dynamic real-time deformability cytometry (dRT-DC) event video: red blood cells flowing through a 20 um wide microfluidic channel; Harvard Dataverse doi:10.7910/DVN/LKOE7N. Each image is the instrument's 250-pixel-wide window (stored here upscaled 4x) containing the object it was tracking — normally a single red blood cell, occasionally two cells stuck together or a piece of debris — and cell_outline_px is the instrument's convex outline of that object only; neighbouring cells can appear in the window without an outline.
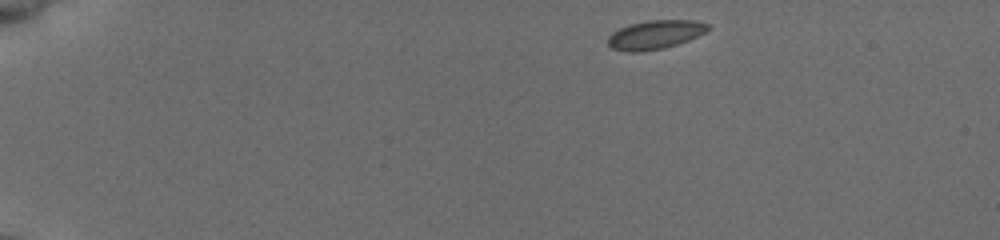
{"species": "common noctule bat (a hibernating species)", "species_latin": "Nyctalus noctula", "temperature_condition": "cold", "stored_images_in_passage": 45, "camera_frame_rate_fps": 3000, "um_per_image_px": 0.085, "animal": {"sex": "female", "body_mass_g": 19.5, "forearm_length_mm": 54.1}, "frame": {"image": 1, "passage_image": 1, "time_ms": 0.0, "image_size_px": [1000, 240], "cell_outline_px": [[712, 28], [688, 40], [664, 48], [640, 52], [624, 52], [612, 48], [608, 44], [608, 36], [612, 32], [628, 24], [648, 20], [696, 20], [712, 24]], "centroid_in_image_um": [55.69, 2.94], "position_along_channel_um": 29.3, "area_um2": 16.99}}
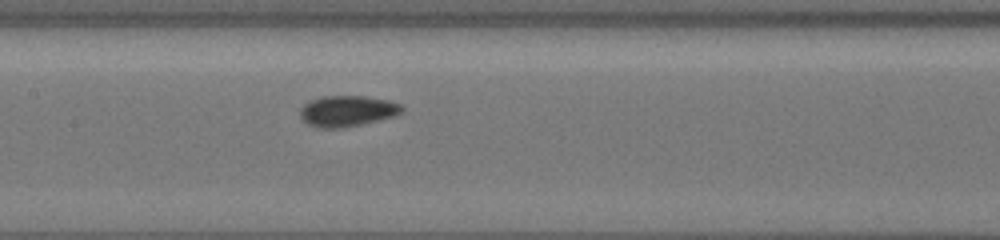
{"frame": {"image": 2, "passage_image": 20, "time_ms": 6.333, "image_size_px": [1000, 240], "cell_outline_px": [[404, 112], [396, 116], [344, 128], [320, 128], [308, 124], [300, 116], [300, 108], [308, 100], [320, 96], [364, 96], [388, 100], [400, 104], [404, 108]], "centroid_in_image_um": [29.52, 9.43], "position_along_channel_um": 177.9, "area_um2": 18.55}}
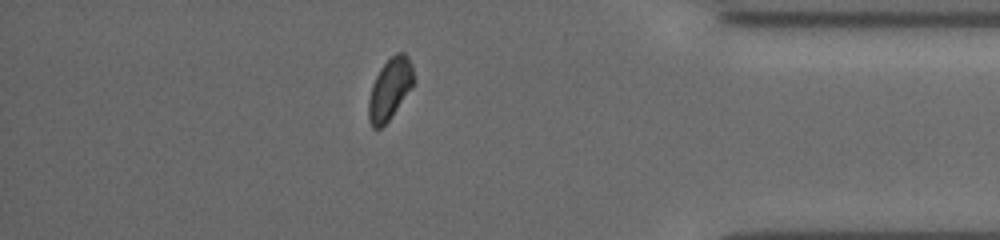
{"frame": {"image": 3, "passage_image": 39, "time_ms": 12.667, "image_size_px": [1000, 240], "cell_outline_px": [[412, 88], [388, 120], [380, 128], [372, 128], [368, 120], [368, 100], [372, 84], [380, 68], [396, 52], [404, 52], [408, 56], [412, 64]], "centroid_in_image_um": [33.11, 7.56], "position_along_channel_um": 402.1, "area_um2": 15.9}, "authors_computed_cell_mechanics": {"area_um2": 16.9354, "velocity_mm_per_s": 3.8962, "shape_relaxation_time_tau1_ms": 1.808, "shape_relaxation_time_tau2_ms": 2.8719, "deformation_change_tau1": 0.0461, "deformation_change_tau2": 0.0384}}